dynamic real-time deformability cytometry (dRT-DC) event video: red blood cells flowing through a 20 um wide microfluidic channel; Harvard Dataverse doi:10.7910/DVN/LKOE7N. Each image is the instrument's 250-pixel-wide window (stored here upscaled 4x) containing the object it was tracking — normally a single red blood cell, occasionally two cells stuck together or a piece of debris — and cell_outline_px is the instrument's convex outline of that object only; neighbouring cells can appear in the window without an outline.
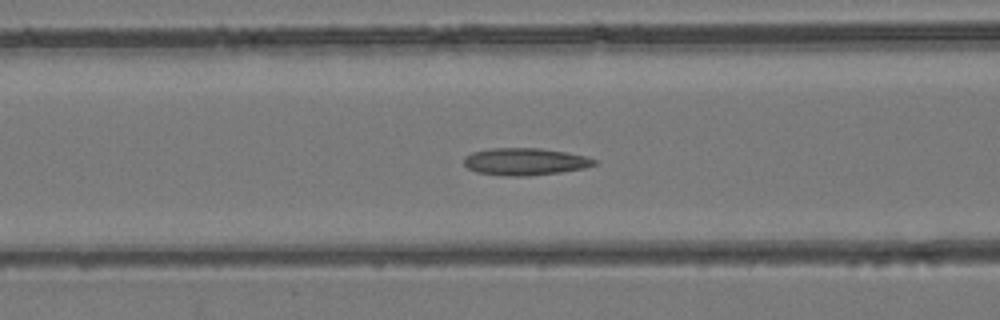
{"species": "common noctule bat (a hibernating species)", "species_latin": "Nyctalus noctula", "temperature_condition": "room temperature", "stored_images_in_passage": 47, "camera_frame_rate_fps": 3000, "um_per_image_px": 0.085, "animal": {"sex": "female", "body_mass_g": 24.6, "forearm_length_mm": 56.2}, "frame": {"image": 1, "passage_image": 19, "time_ms": 6.0, "image_size_px": [1000, 320], "cell_outline_px": [[596, 164], [584, 168], [560, 172], [528, 176], [508, 176], [476, 172], [468, 168], [464, 164], [464, 156], [472, 152], [492, 148], [540, 148], [564, 152], [584, 156], [596, 160]], "centroid_in_image_um": [44.59, 13.74], "position_along_channel_um": 122.0, "area_um2": 20.52}}
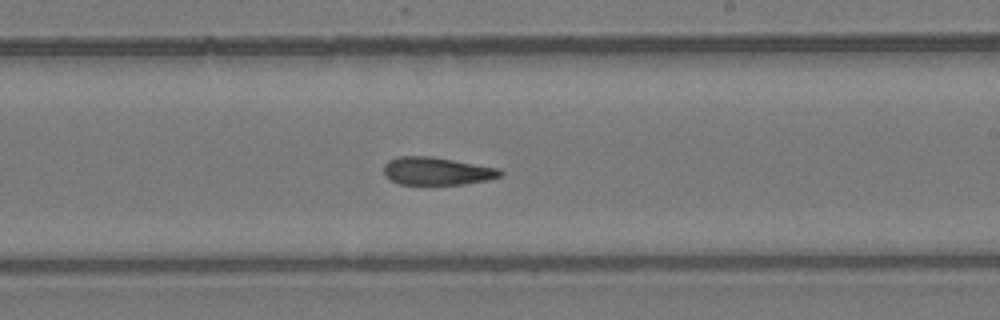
{"frame": {"image": 2, "passage_image": 28, "time_ms": 9.0, "image_size_px": [1000, 320], "cell_outline_px": [[504, 172], [500, 176], [488, 180], [464, 184], [400, 184], [384, 176], [384, 164], [388, 160], [400, 156], [428, 156], [500, 168]], "centroid_in_image_um": [37.13, 14.54], "position_along_channel_um": 251.9, "area_um2": 18.79}}
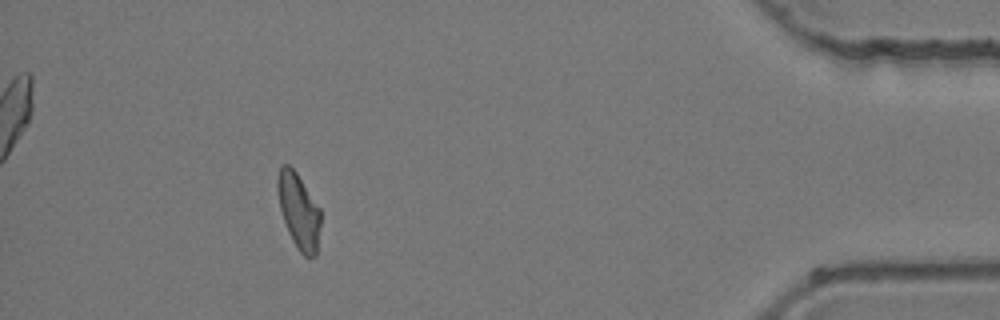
{"frame": {"image": 3, "passage_image": 43, "time_ms": 14.0, "image_size_px": [1000, 320], "cell_outline_px": [[320, 224], [316, 256], [304, 256], [300, 252], [292, 240], [288, 232], [280, 208], [276, 188], [276, 176], [280, 168], [284, 164], [288, 164], [296, 172], [320, 208]], "centroid_in_image_um": [25.37, 17.91], "position_along_channel_um": 409.8, "area_um2": 18.79}}